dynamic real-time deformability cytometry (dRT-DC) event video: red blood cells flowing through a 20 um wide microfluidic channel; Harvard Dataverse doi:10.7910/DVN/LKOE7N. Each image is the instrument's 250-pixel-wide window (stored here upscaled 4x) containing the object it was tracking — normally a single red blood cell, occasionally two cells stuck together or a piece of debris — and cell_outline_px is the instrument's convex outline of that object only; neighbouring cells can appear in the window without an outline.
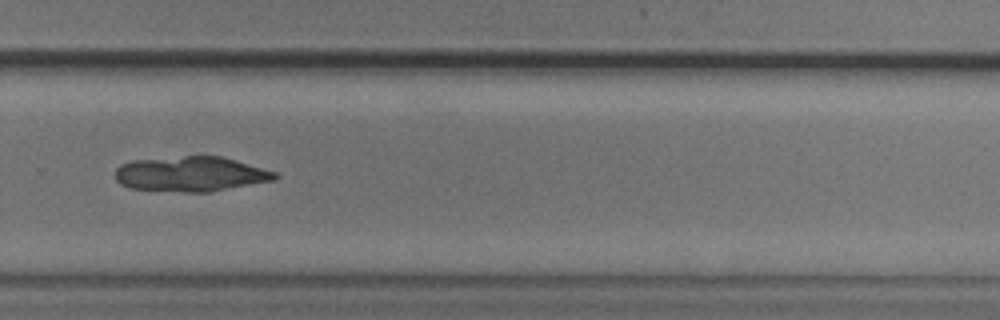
{"species": "common noctule bat (a hibernating species)", "species_latin": "Nyctalus noctula", "temperature_condition": "cold", "stored_images_in_passage": 40, "camera_frame_rate_fps": 3000, "um_per_image_px": 0.085, "animal": {"sex": "male", "body_mass_g": 20.5, "forearm_length_mm": 52.5}, "frame": {"image": 1, "passage_image": 23, "time_ms": 7.333, "image_size_px": [1000, 320], "cell_outline_px": [[280, 176], [276, 180], [208, 192], [188, 192], [128, 188], [120, 184], [116, 180], [116, 168], [120, 164], [132, 160], [184, 156], [220, 156], [236, 160], [276, 172]], "centroid_in_image_um": [16.22, 14.79], "position_along_channel_um": 313.6, "area_um2": 32.6}}
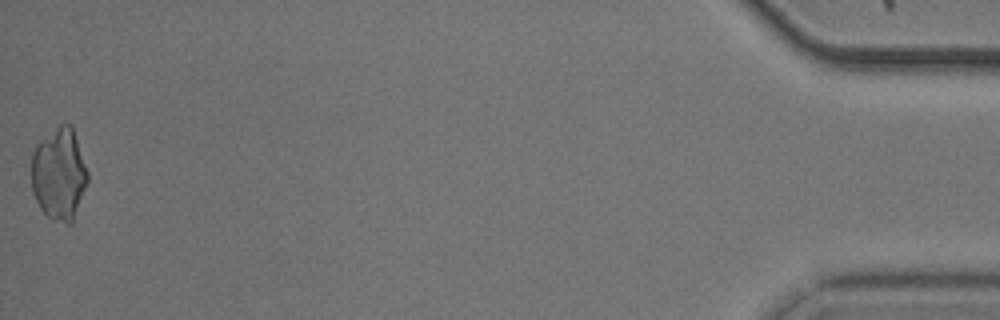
{"frame": {"image": 2, "passage_image": 40, "time_ms": 13.0, "image_size_px": [1000, 320], "cell_outline_px": [[88, 180], [72, 224], [68, 224], [52, 220], [40, 208], [32, 192], [32, 152], [36, 144], [40, 140], [60, 124], [72, 124], [88, 172]], "centroid_in_image_um": [5.02, 14.8], "position_along_channel_um": 430.2, "area_um2": 30.29}}